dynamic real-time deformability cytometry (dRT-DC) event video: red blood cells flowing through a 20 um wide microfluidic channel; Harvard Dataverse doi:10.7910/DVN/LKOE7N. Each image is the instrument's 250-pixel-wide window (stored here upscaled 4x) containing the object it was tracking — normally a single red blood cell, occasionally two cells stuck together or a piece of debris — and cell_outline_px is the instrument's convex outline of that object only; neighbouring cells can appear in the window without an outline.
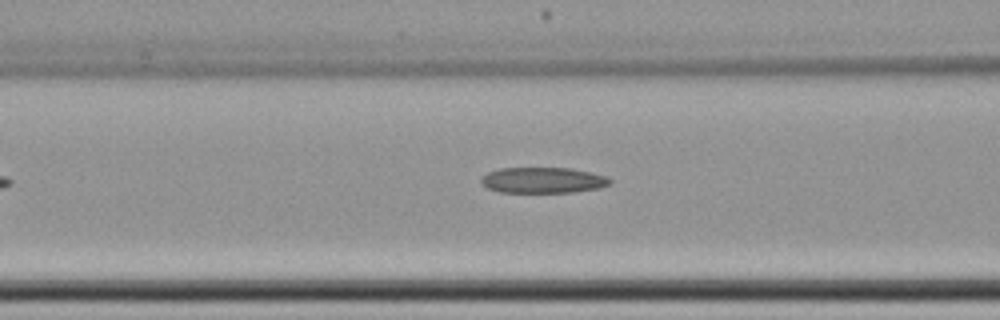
{"species": "common noctule bat (a hibernating species)", "species_latin": "Nyctalus noctula", "temperature_condition": "cold", "stored_images_in_passage": 14, "camera_frame_rate_fps": 3000, "um_per_image_px": 0.085, "animal": {"sex": "female", "body_mass_g": 22.7, "forearm_length_mm": 54.2}, "frame": {"image": 1, "passage_image": 5, "time_ms": 1.333, "image_size_px": [1000, 320], "cell_outline_px": [[612, 180], [608, 184], [600, 188], [572, 192], [500, 192], [488, 188], [480, 184], [480, 180], [488, 172], [500, 168], [572, 168], [608, 176]], "centroid_in_image_um": [46.16, 15.31], "position_along_channel_um": 120.4, "area_um2": 19.36}}
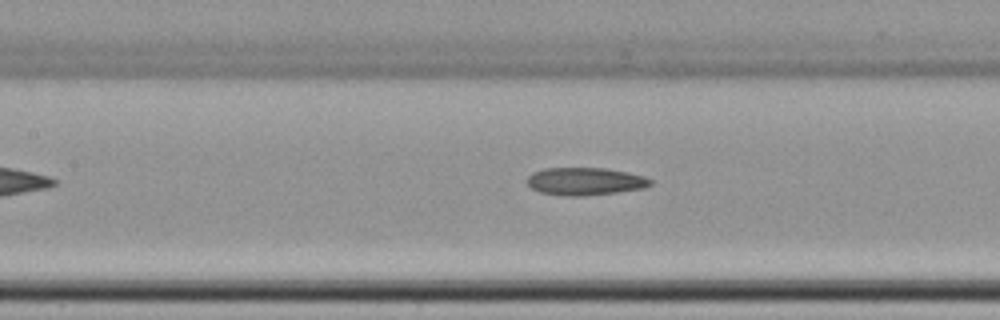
{"frame": {"image": 2, "passage_image": 8, "time_ms": 2.333, "image_size_px": [1000, 320], "cell_outline_px": [[652, 184], [644, 188], [616, 192], [584, 196], [568, 196], [540, 192], [532, 188], [528, 184], [528, 176], [532, 172], [544, 168], [604, 168], [628, 172], [644, 176], [652, 180]], "centroid_in_image_um": [49.74, 15.41], "position_along_channel_um": 157.7, "area_um2": 19.83}}